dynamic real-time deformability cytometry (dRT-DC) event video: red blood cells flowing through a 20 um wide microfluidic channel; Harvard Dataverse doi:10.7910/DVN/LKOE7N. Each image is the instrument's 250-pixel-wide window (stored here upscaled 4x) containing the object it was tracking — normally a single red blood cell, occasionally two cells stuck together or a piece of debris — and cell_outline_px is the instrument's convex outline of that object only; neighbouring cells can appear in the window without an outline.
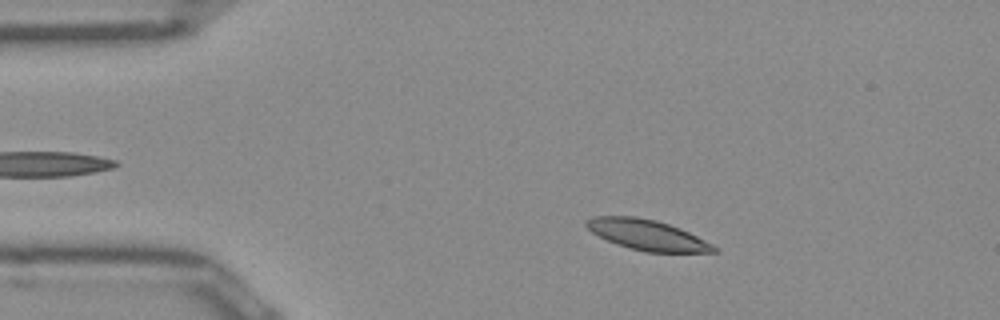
{"species": "Egyptian fruit bat (a non-hibernating species)", "species_latin": "Rousettus aegyptiacus", "temperature_condition": "room temperature", "stored_images_in_passage": 49, "camera_frame_rate_fps": 3000, "um_per_image_px": 0.085, "frame": {"image": 1, "passage_image": 7, "time_ms": 2.0, "image_size_px": [1000, 320], "cell_outline_px": [[716, 252], [644, 252], [616, 244], [592, 232], [584, 224], [584, 220], [592, 216], [632, 216], [656, 220], [680, 228], [712, 244], [716, 248]], "centroid_in_image_um": [54.96, 19.96], "position_along_channel_um": 30.0, "area_um2": 22.37}}
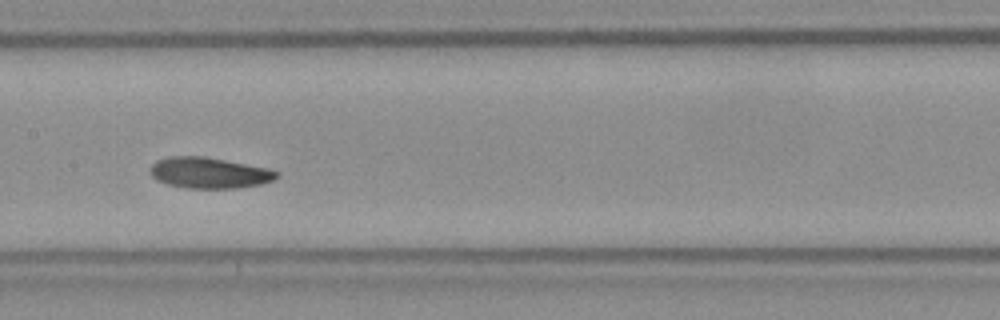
{"frame": {"image": 2, "passage_image": 23, "time_ms": 7.333, "image_size_px": [1000, 320], "cell_outline_px": [[280, 176], [276, 180], [260, 184], [236, 188], [188, 188], [168, 184], [156, 180], [148, 172], [152, 164], [156, 160], [172, 156], [204, 156], [268, 168], [280, 172]], "centroid_in_image_um": [17.8, 14.69], "position_along_channel_um": 189.6, "area_um2": 22.95}}
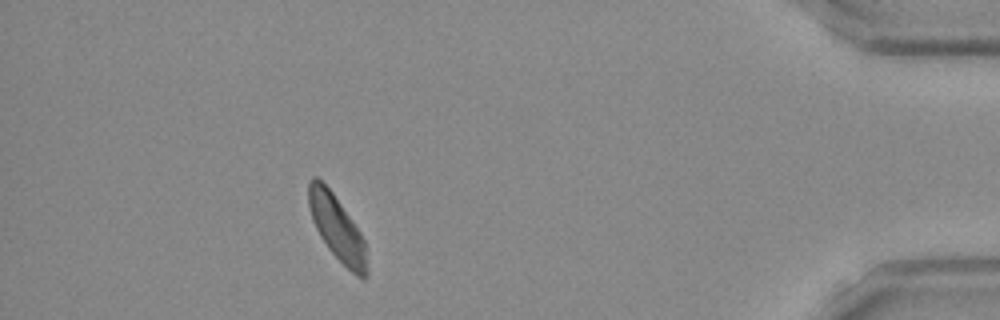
{"frame": {"image": 3, "passage_image": 44, "time_ms": 14.333, "image_size_px": [1000, 320], "cell_outline_px": [[368, 276], [364, 280], [356, 276], [328, 248], [320, 236], [312, 220], [308, 204], [308, 184], [312, 176], [316, 176], [332, 192], [352, 220], [360, 232], [364, 240], [368, 268]], "centroid_in_image_um": [28.65, 19.4], "position_along_channel_um": 406.5, "area_um2": 21.85}, "authors_computed_cell_mechanics": {"area_um2": 22.5998, "velocity_mm_per_s": 3.9032, "shape_relaxation_time_tau1_ms": 4.0145, "shape_relaxation_time_tau2_ms": 5.8589, "deformation_change_tau1": 0.1082, "deformation_change_tau2": 0.123}}